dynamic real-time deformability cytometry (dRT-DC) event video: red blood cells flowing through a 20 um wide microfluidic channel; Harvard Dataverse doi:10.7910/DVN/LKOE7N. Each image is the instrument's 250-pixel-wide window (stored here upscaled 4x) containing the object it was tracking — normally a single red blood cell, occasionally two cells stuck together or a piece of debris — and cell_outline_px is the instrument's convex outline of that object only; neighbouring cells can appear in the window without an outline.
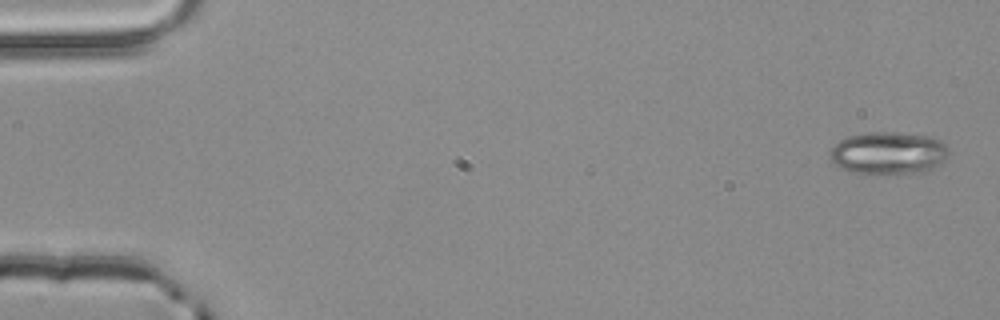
{"species": "common noctule bat (a hibernating species)", "species_latin": "Nyctalus noctula", "temperature_condition": "room temperature", "stored_images_in_passage": 4, "camera_frame_rate_fps": 3000, "um_per_image_px": 0.085, "animal": {"sex": "male", "body_mass_g": 20.4}, "frame": {"image": 1, "passage_image": 1, "time_ms": 0.0, "image_size_px": [1000, 320], "cell_outline_px": [[948, 156], [944, 160], [932, 168], [924, 172], [856, 172], [844, 168], [836, 164], [832, 160], [832, 148], [840, 140], [848, 136], [864, 132], [892, 132], [928, 136], [940, 140], [948, 144]], "centroid_in_image_um": [75.57, 12.97], "position_along_channel_um": 9.4, "area_um2": 28.61}}